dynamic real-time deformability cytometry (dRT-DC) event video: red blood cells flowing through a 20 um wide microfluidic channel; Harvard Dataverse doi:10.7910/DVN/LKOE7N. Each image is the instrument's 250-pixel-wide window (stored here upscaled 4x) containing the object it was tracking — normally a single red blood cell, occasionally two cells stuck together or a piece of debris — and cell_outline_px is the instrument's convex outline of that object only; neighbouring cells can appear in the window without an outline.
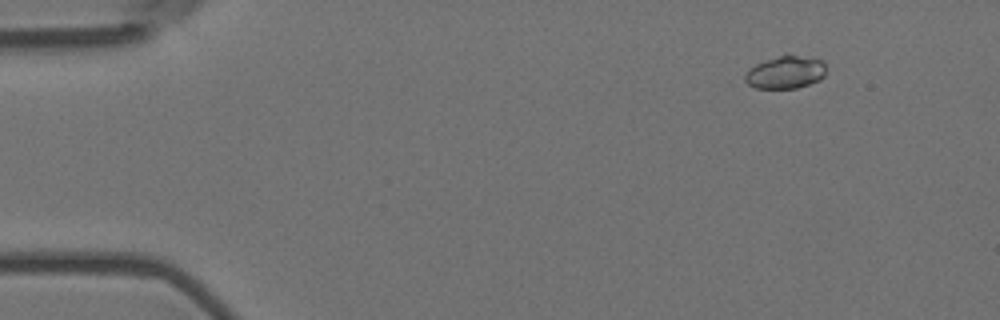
{"species": "Egyptian fruit bat (a non-hibernating species)", "species_latin": "Rousettus aegyptiacus", "temperature_condition": "room temperature", "stored_images_in_passage": 4, "camera_frame_rate_fps": 3000, "um_per_image_px": 0.085, "animal": {"sex": "female"}, "frame": {"image": 1, "passage_image": 1, "time_ms": 0.0, "image_size_px": [1000, 320], "cell_outline_px": [[824, 76], [820, 80], [796, 88], [756, 88], [740, 80], [748, 68], [756, 64], [780, 56], [796, 56], [820, 60], [824, 64]], "centroid_in_image_um": [66.68, 6.18], "position_along_channel_um": 18.3, "area_um2": 15.14}}
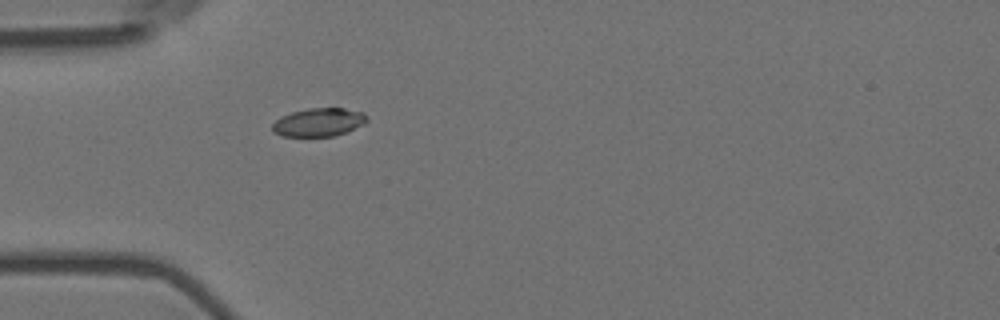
{"frame": {"image": 2, "passage_image": 4, "time_ms": 1.0, "image_size_px": [1000, 320], "cell_outline_px": [[368, 120], [364, 124], [348, 132], [332, 136], [284, 136], [272, 132], [272, 124], [280, 116], [292, 112], [308, 108], [344, 108], [364, 112], [368, 116]], "centroid_in_image_um": [27.12, 10.38], "position_along_channel_um": 57.9, "area_um2": 15.78}}